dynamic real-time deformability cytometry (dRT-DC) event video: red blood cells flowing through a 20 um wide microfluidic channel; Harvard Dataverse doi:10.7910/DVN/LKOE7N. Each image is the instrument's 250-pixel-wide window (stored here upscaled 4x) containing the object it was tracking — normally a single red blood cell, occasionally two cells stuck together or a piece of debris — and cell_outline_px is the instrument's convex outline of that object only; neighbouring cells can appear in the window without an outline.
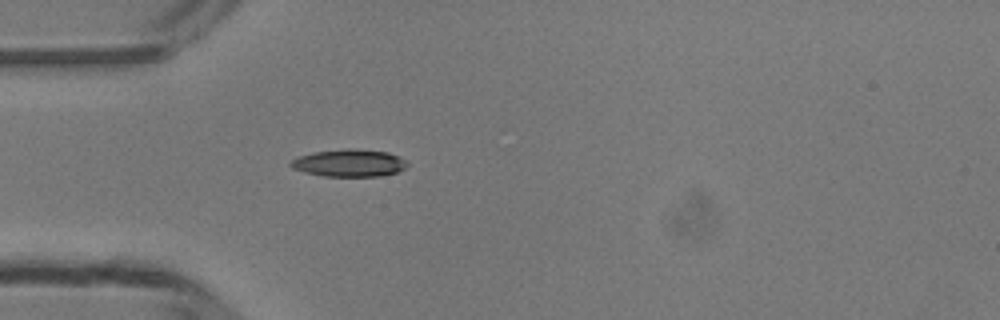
{"species": "common noctule bat (a hibernating species)", "species_latin": "Nyctalus noctula", "temperature_condition": "room temperature", "stored_images_in_passage": 25, "camera_frame_rate_fps": 3000, "um_per_image_px": 0.085, "animal": {"sex": "male", "body_mass_g": 13.3}, "frame": {"image": 1, "passage_image": 1, "time_ms": 0.0, "image_size_px": [1000, 320], "cell_outline_px": [[408, 164], [404, 168], [396, 172], [380, 176], [324, 176], [304, 172], [292, 168], [288, 164], [296, 156], [312, 152], [348, 148], [388, 152], [400, 156]], "centroid_in_image_um": [29.64, 13.85], "position_along_channel_um": 55.4, "area_um2": 18.61}}
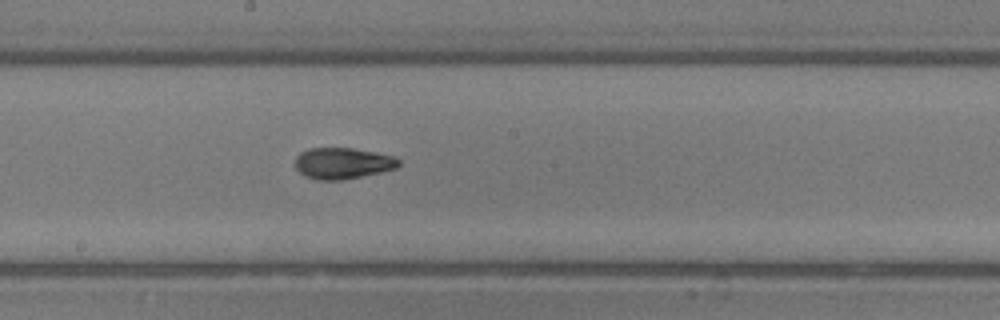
{"frame": {"image": 2, "passage_image": 13, "time_ms": 4.0, "image_size_px": [1000, 320], "cell_outline_px": [[400, 164], [396, 168], [380, 172], [340, 180], [316, 180], [304, 176], [296, 168], [296, 156], [300, 152], [308, 148], [352, 148], [376, 152], [392, 156], [400, 160]], "centroid_in_image_um": [29.1, 13.87], "position_along_channel_um": 219.1, "area_um2": 18.79}}
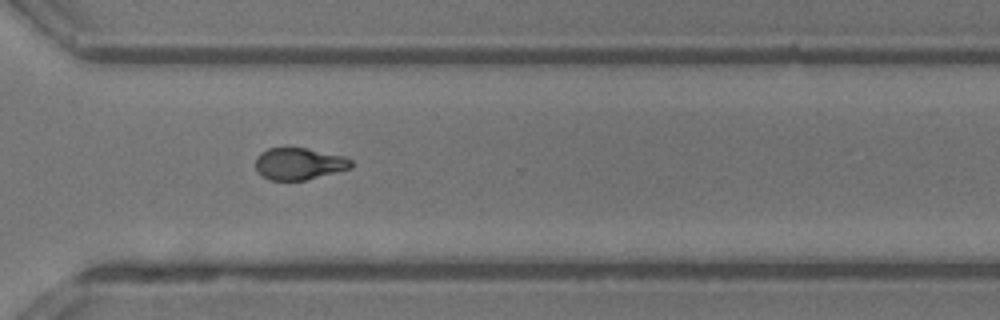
{"frame": {"image": 3, "passage_image": 22, "time_ms": 7.0, "image_size_px": [1000, 320], "cell_outline_px": [[352, 168], [304, 180], [268, 180], [256, 168], [256, 156], [260, 152], [268, 148], [308, 148], [344, 156], [352, 160]], "centroid_in_image_um": [25.43, 13.91], "position_along_channel_um": 345.2, "area_um2": 17.69}, "authors_computed_cell_mechanics": {"area_um2": 18.3804, "velocity_mm_per_s": 4.2186, "shape_relaxation_time_tau1_ms": 5.6172, "shape_relaxation_time_tau2_ms": 2.0835, "deformation_change_tau1": 0.1839, "deformation_change_tau2": 0.0895}}